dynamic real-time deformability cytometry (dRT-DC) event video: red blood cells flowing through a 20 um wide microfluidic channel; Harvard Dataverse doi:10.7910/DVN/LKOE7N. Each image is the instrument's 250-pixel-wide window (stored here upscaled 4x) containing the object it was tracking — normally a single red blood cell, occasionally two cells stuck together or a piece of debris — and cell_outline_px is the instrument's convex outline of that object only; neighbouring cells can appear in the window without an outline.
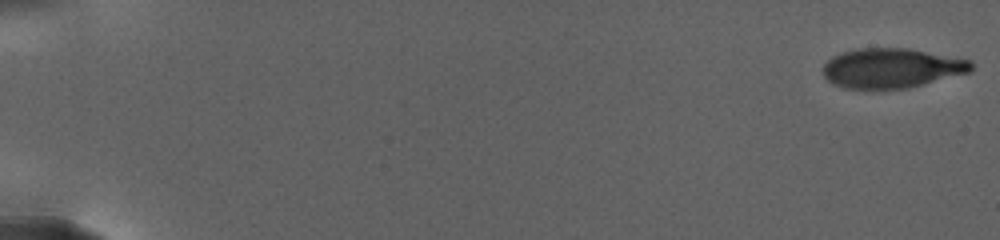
{"species": "human", "species_latin": "Homo sapiens", "temperature_condition": "warm", "stored_images_in_passage": 34, "camera_frame_rate_fps": 3000, "um_per_image_px": 0.085, "donor": {"sex": "female"}, "frame": {"image": 1, "passage_image": 1, "time_ms": 0.0, "image_size_px": [1000, 240], "cell_outline_px": [[972, 72], [908, 88], [872, 92], [844, 88], [832, 84], [824, 76], [824, 64], [832, 56], [840, 52], [856, 48], [908, 48], [972, 60]], "centroid_in_image_um": [75.76, 5.83], "position_along_channel_um": 9.2, "area_um2": 35.32}}